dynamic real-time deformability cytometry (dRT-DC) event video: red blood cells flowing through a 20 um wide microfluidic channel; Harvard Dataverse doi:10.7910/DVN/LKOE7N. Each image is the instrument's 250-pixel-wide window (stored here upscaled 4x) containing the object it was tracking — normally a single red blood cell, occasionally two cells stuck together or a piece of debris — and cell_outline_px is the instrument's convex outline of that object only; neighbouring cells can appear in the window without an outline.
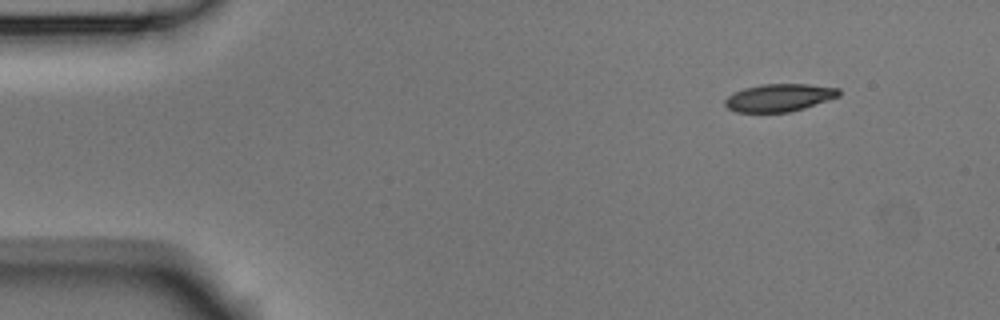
{"species": "Egyptian fruit bat (a non-hibernating species)", "species_latin": "Rousettus aegyptiacus", "temperature_condition": "room temperature", "stored_images_in_passage": 7, "camera_frame_rate_fps": 3000, "um_per_image_px": 0.085, "animal": {"sex": "male"}, "frame": {"image": 1, "passage_image": 1, "time_ms": 0.0, "image_size_px": [1000, 320], "cell_outline_px": [[840, 96], [804, 108], [788, 112], [736, 112], [728, 108], [724, 104], [724, 100], [728, 96], [744, 88], [760, 84], [808, 84], [840, 88]], "centroid_in_image_um": [66.24, 8.29], "position_along_channel_um": 18.8, "area_um2": 18.32}}
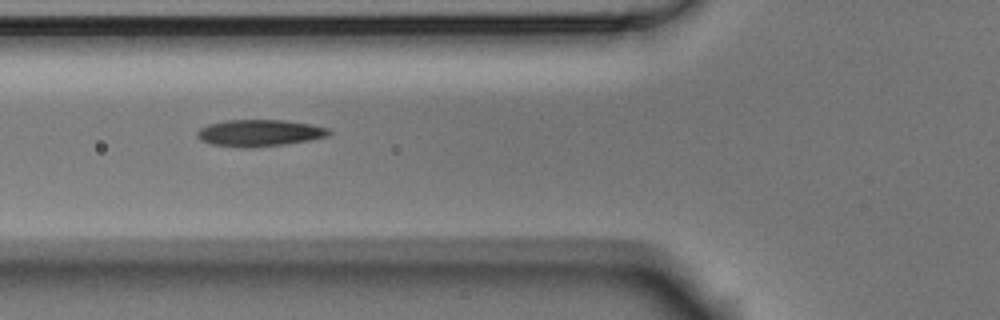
{"frame": {"image": 2, "passage_image": 5, "time_ms": 1.333, "image_size_px": [1000, 320], "cell_outline_px": [[332, 132], [328, 136], [308, 140], [284, 144], [252, 148], [244, 148], [212, 144], [200, 140], [196, 136], [196, 132], [200, 128], [208, 124], [224, 120], [284, 120], [308, 124], [328, 128]], "centroid_in_image_um": [22.01, 11.3], "position_along_channel_um": 103.8, "area_um2": 20.52}}
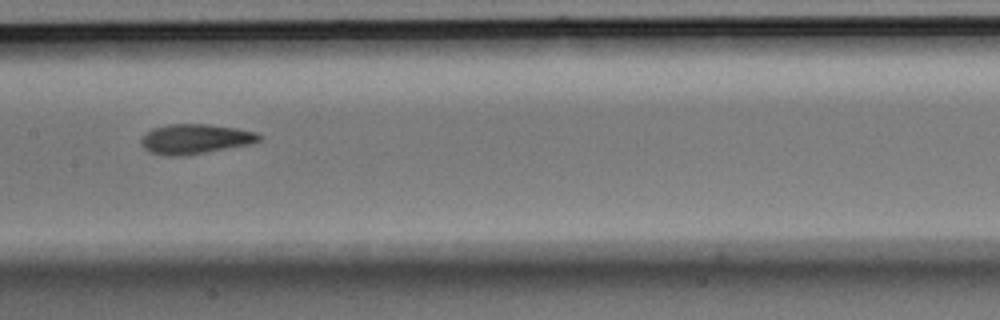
{"frame": {"image": 3, "passage_image": 7, "time_ms": 2.0, "image_size_px": [1000, 320], "cell_outline_px": [[264, 136], [260, 140], [248, 144], [184, 156], [164, 156], [152, 152], [144, 148], [140, 144], [140, 140], [152, 128], [168, 124], [208, 124], [236, 128], [256, 132]], "centroid_in_image_um": [16.58, 11.81], "position_along_channel_um": 190.8, "area_um2": 20.4}}